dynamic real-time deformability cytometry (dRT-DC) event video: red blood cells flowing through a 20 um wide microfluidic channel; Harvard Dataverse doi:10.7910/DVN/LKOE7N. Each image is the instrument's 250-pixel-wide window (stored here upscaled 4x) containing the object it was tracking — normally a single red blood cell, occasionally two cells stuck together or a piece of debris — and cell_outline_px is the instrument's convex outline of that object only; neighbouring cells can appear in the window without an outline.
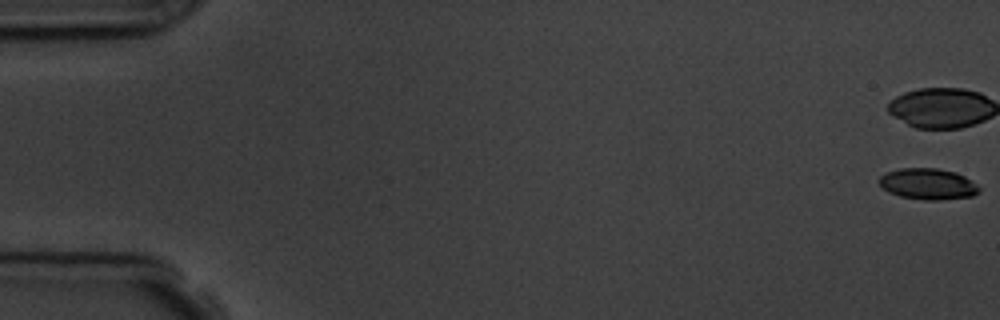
{"species": "common noctule bat (a hibernating species)", "species_latin": "Nyctalus noctula", "temperature_condition": "room temperature", "stored_images_in_passage": 7, "camera_frame_rate_fps": 3000, "um_per_image_px": 0.085, "animal": {"sex": "male", "body_mass_g": 19.5, "forearm_length_mm": 54.6}, "frame": {"image": 1, "passage_image": 1, "time_ms": 0.0, "image_size_px": [1000, 320], "cell_outline_px": [[980, 192], [972, 196], [940, 200], [924, 200], [900, 196], [888, 192], [876, 180], [884, 172], [900, 168], [936, 168], [956, 172], [972, 180], [980, 188]], "centroid_in_image_um": [78.86, 15.63], "position_along_channel_um": 6.1, "area_um2": 18.32}}